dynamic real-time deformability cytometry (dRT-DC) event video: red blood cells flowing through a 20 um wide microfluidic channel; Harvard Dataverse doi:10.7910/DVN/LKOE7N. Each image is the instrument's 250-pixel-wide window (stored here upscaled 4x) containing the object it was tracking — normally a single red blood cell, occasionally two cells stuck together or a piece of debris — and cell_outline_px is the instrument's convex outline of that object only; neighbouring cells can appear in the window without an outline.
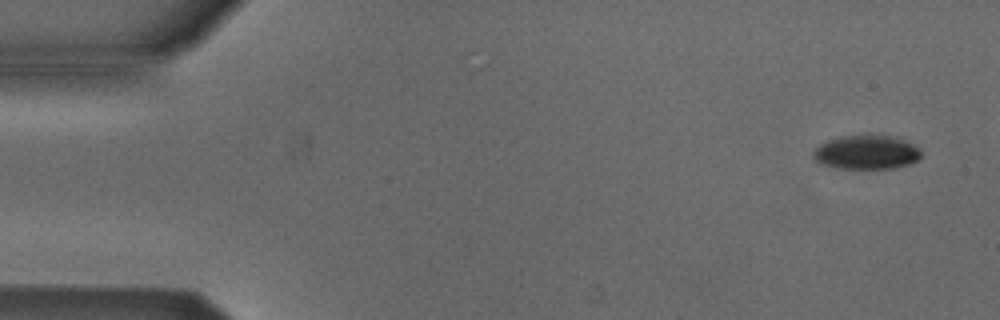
{"species": "Egyptian fruit bat (a non-hibernating species)", "species_latin": "Rousettus aegyptiacus", "temperature_condition": "cold", "stored_images_in_passage": 5, "camera_frame_rate_fps": 3000, "um_per_image_px": 0.085, "animal": {"sex": "male"}, "frame": {"image": 1, "passage_image": 1, "time_ms": 0.0, "image_size_px": [1000, 320], "cell_outline_px": [[920, 156], [916, 160], [908, 164], [892, 168], [836, 168], [820, 164], [816, 160], [816, 148], [820, 144], [828, 140], [840, 136], [888, 136], [912, 144], [920, 152]], "centroid_in_image_um": [73.61, 12.96], "position_along_channel_um": 11.4, "area_um2": 20.58}}